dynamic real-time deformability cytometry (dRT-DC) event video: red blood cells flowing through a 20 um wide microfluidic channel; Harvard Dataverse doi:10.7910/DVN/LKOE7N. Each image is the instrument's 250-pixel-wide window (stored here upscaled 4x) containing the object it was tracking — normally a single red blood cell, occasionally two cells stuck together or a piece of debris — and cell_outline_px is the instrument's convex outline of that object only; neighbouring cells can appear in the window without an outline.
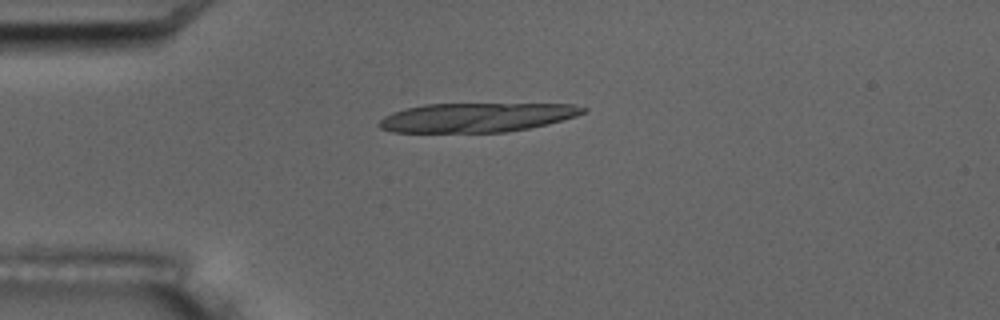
{"species": "common noctule bat (a hibernating species)", "species_latin": "Nyctalus noctula", "temperature_condition": "room temperature", "stored_images_in_passage": 6, "camera_frame_rate_fps": 3000, "um_per_image_px": 0.085, "animal": {"sex": "male", "body_mass_g": 17.5, "forearm_length_mm": 52.3}, "frame": {"image": 1, "passage_image": 4, "time_ms": 4.333, "image_size_px": [1000, 320], "cell_outline_px": [[588, 108], [584, 112], [576, 116], [548, 124], [508, 132], [392, 132], [380, 128], [376, 124], [384, 116], [392, 112], [404, 108], [424, 104], [572, 104]], "centroid_in_image_um": [40.48, 9.98], "position_along_channel_um": 44.5, "area_um2": 34.74}}